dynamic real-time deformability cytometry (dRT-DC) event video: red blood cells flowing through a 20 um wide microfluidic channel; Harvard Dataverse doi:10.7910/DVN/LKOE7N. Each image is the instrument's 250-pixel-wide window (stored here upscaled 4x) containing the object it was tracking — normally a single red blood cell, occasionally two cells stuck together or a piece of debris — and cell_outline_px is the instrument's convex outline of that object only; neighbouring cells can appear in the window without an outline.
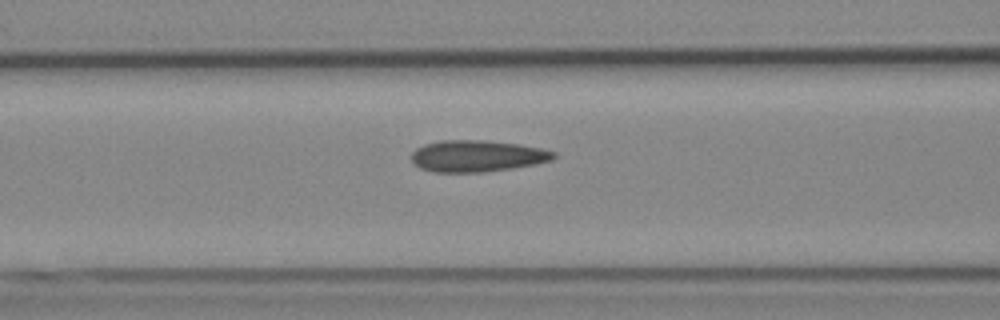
{"species": "Egyptian fruit bat (a non-hibernating species)", "species_latin": "Rousettus aegyptiacus", "temperature_condition": "cold", "stored_images_in_passage": 13, "camera_frame_rate_fps": 3000, "um_per_image_px": 0.085, "animal": {"sex": "female"}, "frame": {"image": 1, "passage_image": 11, "time_ms": 3.333, "image_size_px": [1000, 320], "cell_outline_px": [[556, 156], [552, 160], [536, 164], [512, 168], [484, 172], [432, 172], [420, 168], [412, 164], [412, 152], [416, 148], [424, 144], [440, 140], [484, 140], [520, 144], [540, 148], [556, 152]], "centroid_in_image_um": [40.54, 13.26], "position_along_channel_um": 126.1, "area_um2": 26.36}}